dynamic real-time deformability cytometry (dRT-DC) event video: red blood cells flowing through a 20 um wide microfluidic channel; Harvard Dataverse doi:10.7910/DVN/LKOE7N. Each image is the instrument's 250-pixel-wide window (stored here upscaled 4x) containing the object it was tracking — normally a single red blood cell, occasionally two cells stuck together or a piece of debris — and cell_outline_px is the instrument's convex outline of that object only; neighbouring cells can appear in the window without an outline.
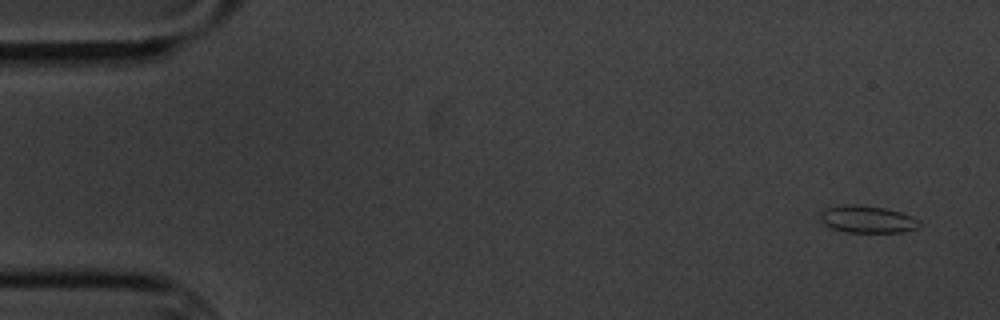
{"species": "common noctule bat (a hibernating species)", "species_latin": "Nyctalus noctula", "temperature_condition": "cold", "stored_images_in_passage": 4, "camera_frame_rate_fps": 3000, "um_per_image_px": 0.085, "animal": {"sex": "male", "body_mass_g": 20.1, "forearm_length_mm": 53.5}, "frame": {"image": 1, "passage_image": 1, "time_ms": 0.0, "image_size_px": [1000, 320], "cell_outline_px": [[920, 228], [900, 232], [844, 232], [832, 228], [824, 224], [820, 220], [820, 212], [824, 208], [844, 204], [848, 204], [884, 208], [900, 212], [912, 216], [920, 220]], "centroid_in_image_um": [73.71, 18.64], "position_along_channel_um": 11.3, "area_um2": 15.78}}
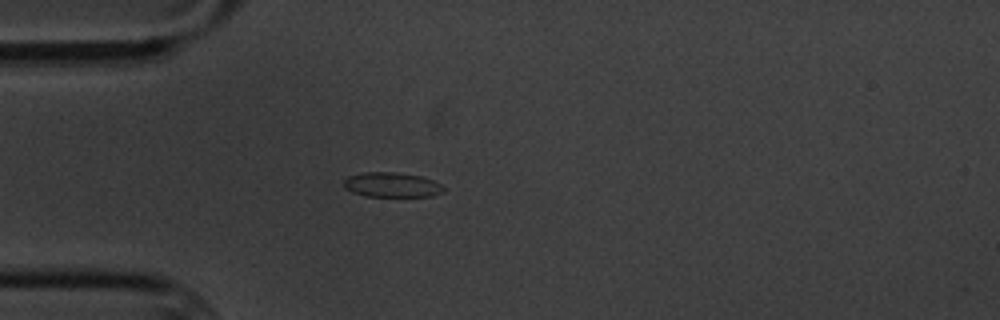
{"frame": {"image": 2, "passage_image": 4, "time_ms": 4.333, "image_size_px": [1000, 320], "cell_outline_px": [[444, 192], [432, 196], [364, 196], [352, 192], [344, 188], [344, 180], [348, 176], [364, 172], [396, 172], [420, 176], [432, 180], [440, 184], [444, 188]], "centroid_in_image_um": [33.29, 15.71], "position_along_channel_um": 51.7, "area_um2": 14.39}}